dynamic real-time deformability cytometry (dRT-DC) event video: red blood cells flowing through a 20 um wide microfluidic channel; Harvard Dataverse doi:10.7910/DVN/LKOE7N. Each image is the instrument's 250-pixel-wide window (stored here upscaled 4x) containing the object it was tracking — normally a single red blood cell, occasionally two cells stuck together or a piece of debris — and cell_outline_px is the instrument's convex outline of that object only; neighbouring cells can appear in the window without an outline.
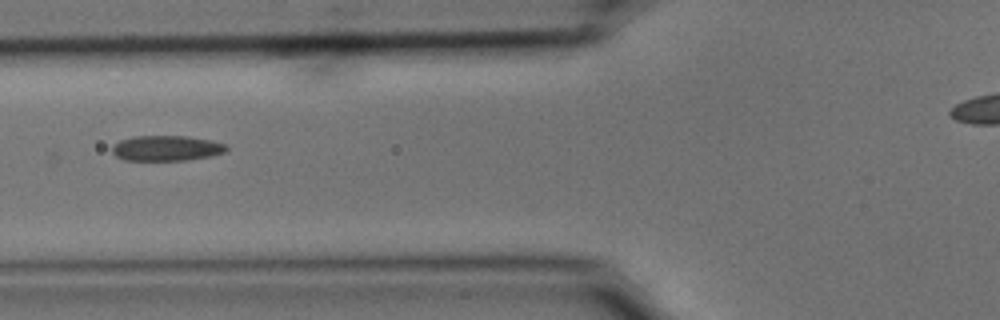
{"species": "common noctule bat (a hibernating species)", "species_latin": "Nyctalus noctula", "temperature_condition": "cold", "stored_images_in_passage": 25, "camera_frame_rate_fps": 3000, "um_per_image_px": 0.085, "animal": {"sex": "male", "body_mass_g": 15.6}, "frame": {"image": 1, "passage_image": 5, "time_ms": 1.333, "image_size_px": [1000, 320], "cell_outline_px": [[228, 148], [224, 152], [212, 156], [184, 160], [124, 160], [116, 156], [112, 152], [112, 148], [120, 140], [132, 136], [188, 136], [212, 140], [228, 144]], "centroid_in_image_um": [14.18, 12.59], "position_along_channel_um": 111.6, "area_um2": 16.94}}
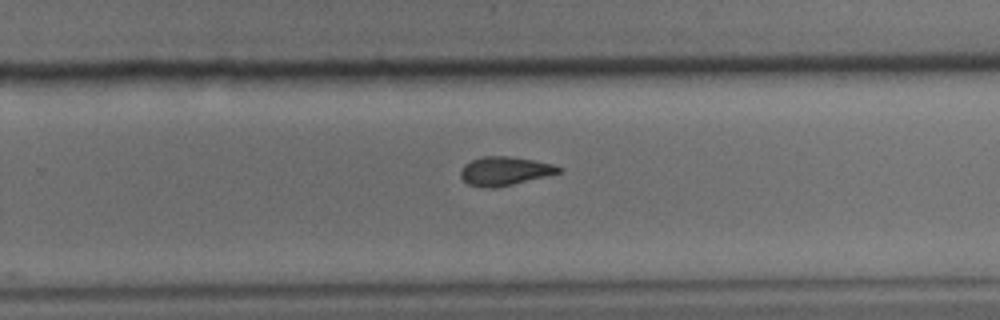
{"frame": {"image": 2, "passage_image": 19, "time_ms": 6.0, "image_size_px": [1000, 320], "cell_outline_px": [[564, 168], [560, 172], [496, 188], [480, 188], [468, 184], [460, 176], [460, 172], [464, 164], [480, 156], [512, 156], [552, 164]], "centroid_in_image_um": [42.85, 14.53], "position_along_channel_um": 287.0, "area_um2": 16.36}}
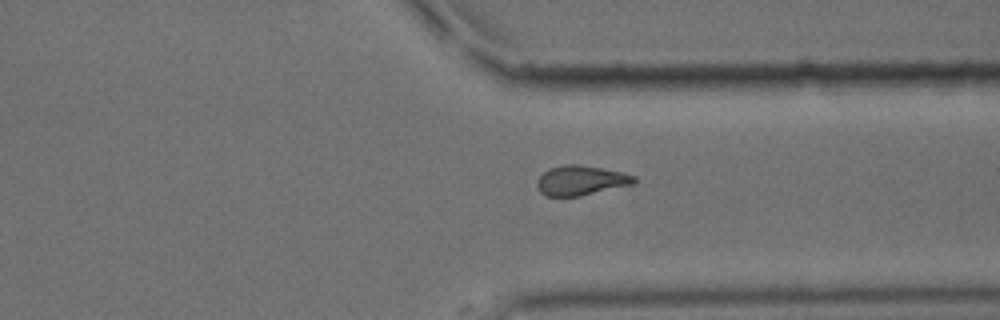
{"frame": {"image": 3, "passage_image": 25, "time_ms": 8.0, "image_size_px": [1000, 320], "cell_outline_px": [[636, 180], [632, 184], [580, 196], [544, 196], [536, 188], [536, 180], [544, 172], [552, 168], [564, 164], [576, 164], [624, 172], [636, 176]], "centroid_in_image_um": [49.35, 15.34], "position_along_channel_um": 362.1, "area_um2": 16.76}}